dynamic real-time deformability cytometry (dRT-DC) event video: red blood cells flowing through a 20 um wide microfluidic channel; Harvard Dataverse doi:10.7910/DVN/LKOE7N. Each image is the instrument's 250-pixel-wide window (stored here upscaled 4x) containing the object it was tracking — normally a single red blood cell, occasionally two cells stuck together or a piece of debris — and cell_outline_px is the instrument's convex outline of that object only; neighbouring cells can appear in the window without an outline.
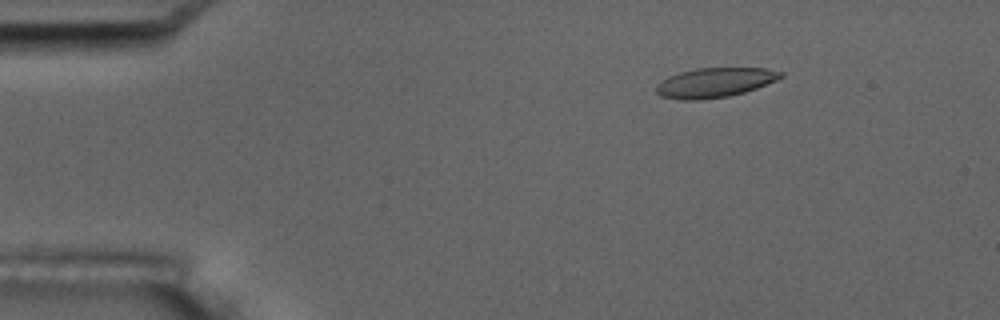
{"species": "common noctule bat (a hibernating species)", "species_latin": "Nyctalus noctula", "temperature_condition": "room temperature", "stored_images_in_passage": 8, "camera_frame_rate_fps": 3000, "um_per_image_px": 0.085, "animal": {"sex": "male", "body_mass_g": 17.5, "forearm_length_mm": 52.3}, "frame": {"image": 1, "passage_image": 2, "time_ms": 1.333, "image_size_px": [1000, 320], "cell_outline_px": [[784, 76], [776, 80], [756, 88], [744, 92], [728, 96], [696, 100], [680, 100], [660, 96], [656, 92], [656, 84], [668, 76], [680, 72], [696, 68], [768, 68], [784, 72]], "centroid_in_image_um": [60.74, 7.01], "position_along_channel_um": 24.3, "area_um2": 21.5}}
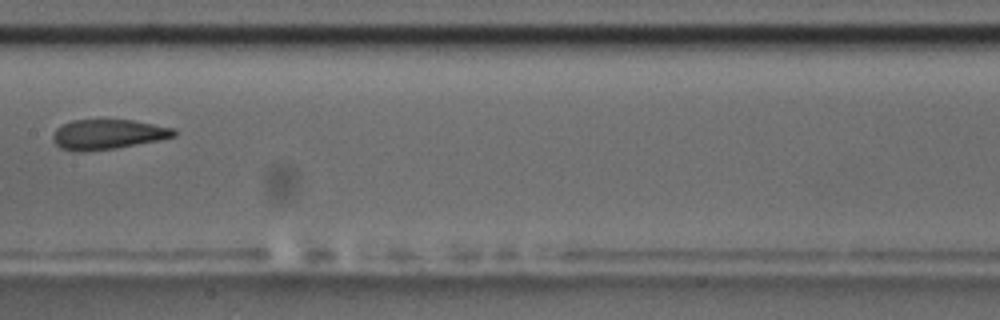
{"frame": {"image": 2, "passage_image": 7, "time_ms": 8.0, "image_size_px": [1000, 320], "cell_outline_px": [[176, 136], [160, 140], [116, 148], [84, 152], [72, 152], [60, 148], [52, 140], [52, 136], [56, 128], [72, 120], [132, 120], [176, 128]], "centroid_in_image_um": [9.16, 11.43], "position_along_channel_um": 198.2, "area_um2": 21.33}}
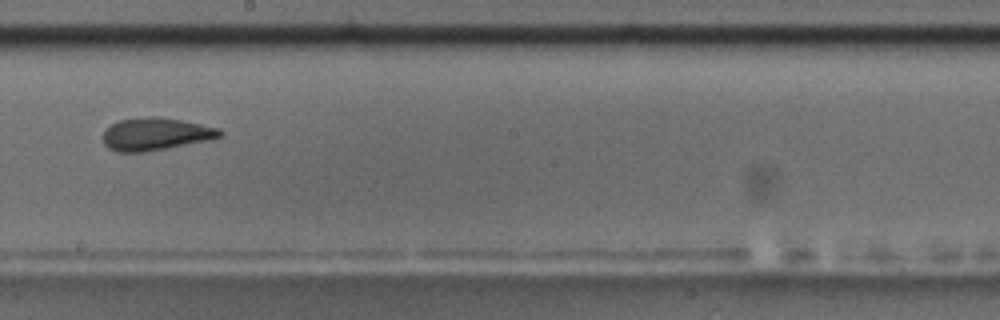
{"frame": {"image": 3, "passage_image": 8, "time_ms": 9.0, "image_size_px": [1000, 320], "cell_outline_px": [[224, 132], [220, 136], [208, 140], [148, 152], [116, 152], [108, 148], [104, 144], [104, 132], [112, 124], [120, 120], [148, 116], [156, 116], [180, 120], [220, 128]], "centroid_in_image_um": [13.23, 11.4], "position_along_channel_um": 235.0, "area_um2": 22.08}}